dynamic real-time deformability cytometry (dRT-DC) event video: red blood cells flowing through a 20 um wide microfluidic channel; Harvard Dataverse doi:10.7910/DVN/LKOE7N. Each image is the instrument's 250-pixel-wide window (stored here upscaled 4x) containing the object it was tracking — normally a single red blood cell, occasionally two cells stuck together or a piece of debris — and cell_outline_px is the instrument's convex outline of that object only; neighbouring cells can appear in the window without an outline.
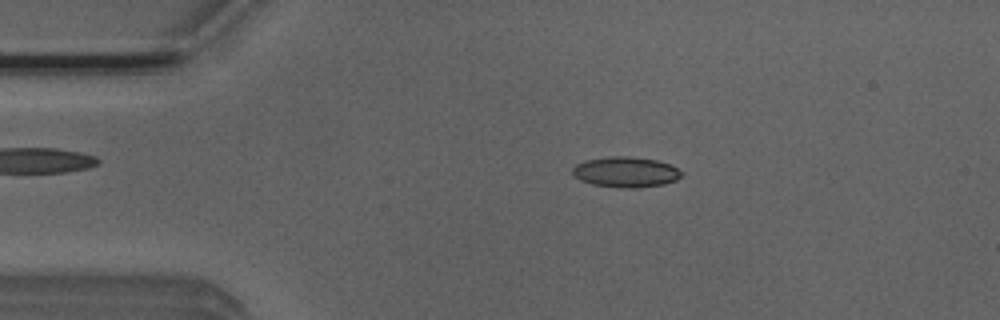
{"species": "Egyptian fruit bat (a non-hibernating species)", "species_latin": "Rousettus aegyptiacus", "temperature_condition": "room temperature", "stored_images_in_passage": 33, "camera_frame_rate_fps": 3000, "um_per_image_px": 0.085, "animal": {"sex": "male"}, "frame": {"image": 1, "passage_image": 7, "time_ms": 2.0, "image_size_px": [1000, 320], "cell_outline_px": [[684, 172], [676, 180], [664, 184], [636, 188], [620, 188], [592, 184], [580, 180], [572, 172], [572, 168], [576, 164], [584, 160], [612, 156], [628, 156], [656, 160], [668, 164]], "centroid_in_image_um": [53.17, 14.62], "position_along_channel_um": 31.8, "area_um2": 19.31}}
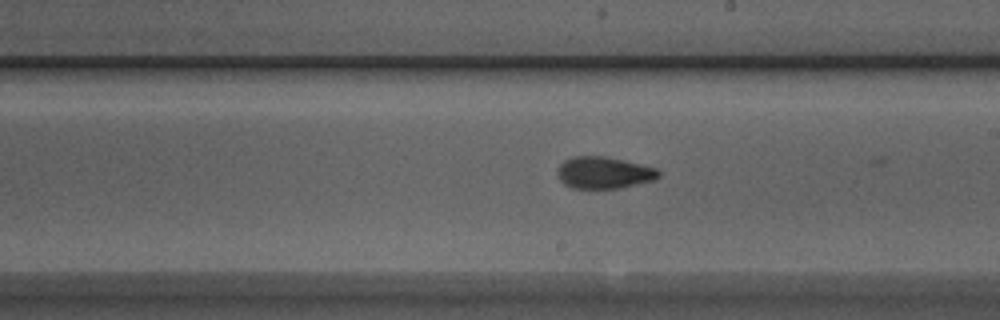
{"frame": {"image": 2, "passage_image": 26, "time_ms": 8.333, "image_size_px": [1000, 320], "cell_outline_px": [[660, 176], [652, 180], [620, 188], [572, 188], [564, 184], [560, 180], [556, 172], [556, 168], [564, 160], [572, 156], [604, 156], [624, 160], [656, 168], [660, 172]], "centroid_in_image_um": [51.28, 14.67], "position_along_channel_um": 237.7, "area_um2": 18.79}}
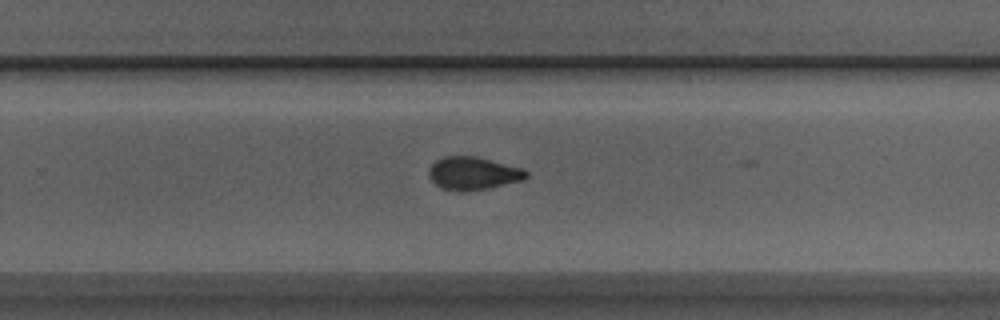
{"frame": {"image": 3, "passage_image": 30, "time_ms": 9.667, "image_size_px": [1000, 320], "cell_outline_px": [[528, 176], [524, 180], [488, 188], [464, 192], [460, 192], [440, 188], [428, 176], [428, 172], [432, 164], [436, 160], [444, 156], [476, 156], [524, 168], [528, 172]], "centroid_in_image_um": [40.23, 14.74], "position_along_channel_um": 289.6, "area_um2": 18.9}}